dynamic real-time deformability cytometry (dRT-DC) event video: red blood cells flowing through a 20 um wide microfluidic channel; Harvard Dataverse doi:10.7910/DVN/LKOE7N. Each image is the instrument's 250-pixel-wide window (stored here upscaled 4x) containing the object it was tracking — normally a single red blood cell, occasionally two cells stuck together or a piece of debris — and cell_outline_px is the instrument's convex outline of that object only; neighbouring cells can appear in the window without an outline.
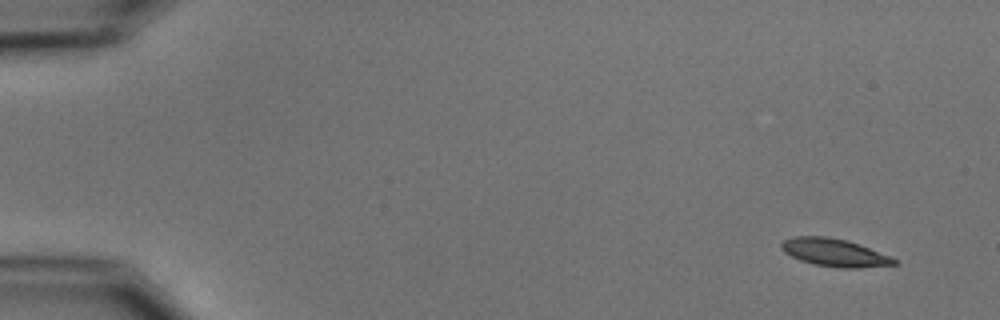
{"species": "common noctule bat (a hibernating species)", "species_latin": "Nyctalus noctula", "temperature_condition": "cold", "stored_images_in_passage": 6, "camera_frame_rate_fps": 3000, "um_per_image_px": 0.085, "animal": {"sex": "male", "body_mass_g": 15.6}, "frame": {"image": 1, "passage_image": 1, "time_ms": 0.0, "image_size_px": [1000, 320], "cell_outline_px": [[896, 264], [856, 268], [840, 268], [812, 264], [800, 260], [784, 252], [780, 248], [780, 244], [784, 240], [792, 236], [824, 236], [848, 240], [860, 244], [888, 256], [896, 260]], "centroid_in_image_um": [70.86, 21.46], "position_along_channel_um": 14.1, "area_um2": 18.15}}
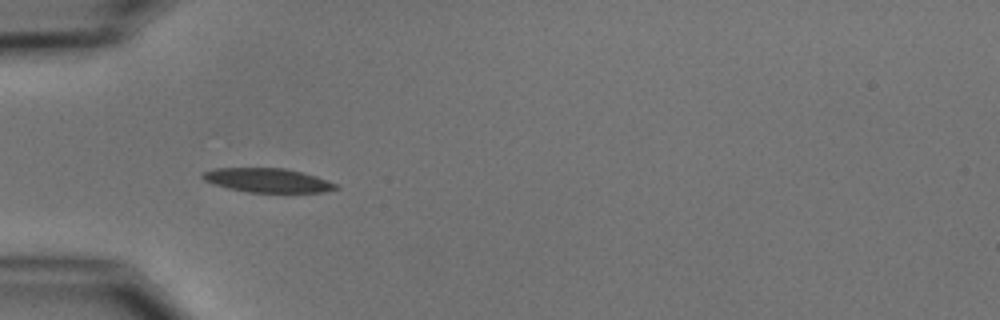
{"frame": {"image": 2, "passage_image": 5, "time_ms": 4.667, "image_size_px": [1000, 320], "cell_outline_px": [[340, 188], [324, 192], [248, 192], [228, 188], [212, 184], [204, 180], [200, 176], [200, 172], [212, 168], [284, 168], [316, 176], [336, 184]], "centroid_in_image_um": [22.67, 15.32], "position_along_channel_um": 62.3, "area_um2": 18.73}}